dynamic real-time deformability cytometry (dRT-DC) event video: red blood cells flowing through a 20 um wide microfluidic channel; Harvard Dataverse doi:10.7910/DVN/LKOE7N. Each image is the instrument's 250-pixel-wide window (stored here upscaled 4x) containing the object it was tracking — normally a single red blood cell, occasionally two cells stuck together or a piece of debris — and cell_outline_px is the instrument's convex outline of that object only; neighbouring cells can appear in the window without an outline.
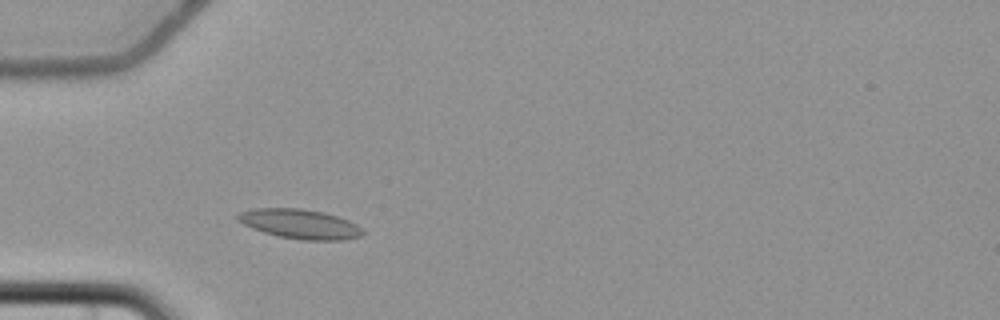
{"species": "common noctule bat (a hibernating species)", "species_latin": "Nyctalus noctula", "temperature_condition": "cold", "stored_images_in_passage": 3, "camera_frame_rate_fps": 3000, "um_per_image_px": 0.085, "animal": {"sex": "female", "body_mass_g": 22.7, "forearm_length_mm": 54.2}, "frame": {"image": 1, "passage_image": 3, "time_ms": 2.667, "image_size_px": [1000, 320], "cell_outline_px": [[364, 236], [344, 240], [300, 240], [280, 236], [264, 232], [252, 228], [244, 224], [236, 216], [240, 212], [252, 208], [300, 208], [324, 212], [348, 220], [356, 224], [364, 232]], "centroid_in_image_um": [25.53, 19.04], "position_along_channel_um": 59.5, "area_um2": 21.44}}